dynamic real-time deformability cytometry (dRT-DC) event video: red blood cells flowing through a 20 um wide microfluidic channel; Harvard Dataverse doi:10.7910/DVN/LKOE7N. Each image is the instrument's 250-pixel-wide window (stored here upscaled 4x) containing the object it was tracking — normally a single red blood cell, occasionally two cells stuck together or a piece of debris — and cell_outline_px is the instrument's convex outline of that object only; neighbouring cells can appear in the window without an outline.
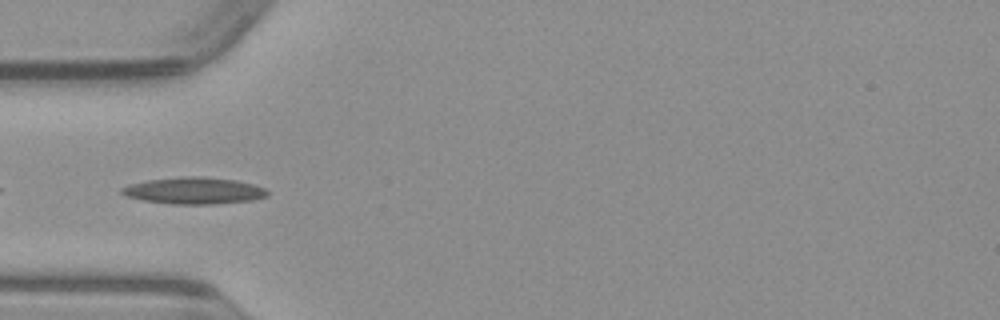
{"species": "common noctule bat (a hibernating species)", "species_latin": "Nyctalus noctula", "temperature_condition": "warm", "stored_images_in_passage": 37, "camera_frame_rate_fps": 3000, "um_per_image_px": 0.085, "animal": {"sex": "male", "body_mass_g": 23.1, "forearm_length_mm": 52.7}, "frame": {"image": 1, "passage_image": 2, "time_ms": 0.333, "image_size_px": [1000, 320], "cell_outline_px": [[268, 196], [252, 200], [212, 204], [172, 204], [144, 200], [128, 196], [120, 192], [120, 188], [132, 184], [148, 180], [180, 176], [204, 176], [236, 180], [252, 184], [264, 188], [268, 192]], "centroid_in_image_um": [16.51, 16.2], "position_along_channel_um": 68.5, "area_um2": 22.54}}
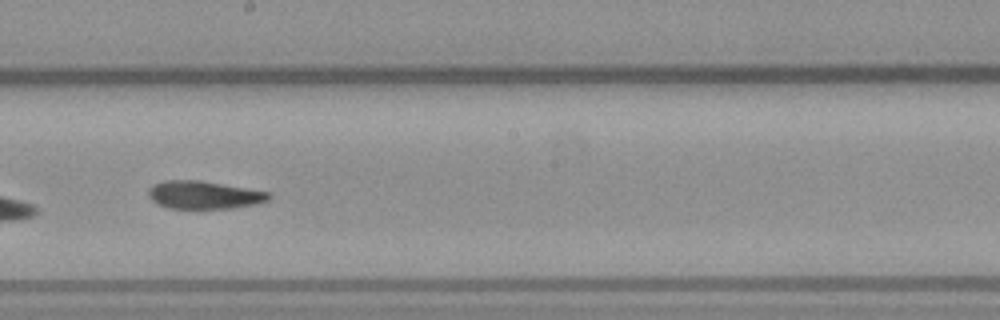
{"frame": {"image": 2, "passage_image": 14, "time_ms": 4.333, "image_size_px": [1000, 320], "cell_outline_px": [[272, 196], [268, 200], [256, 204], [232, 208], [168, 208], [156, 204], [148, 196], [148, 192], [152, 184], [164, 180], [200, 180], [248, 188], [268, 192]], "centroid_in_image_um": [17.31, 16.56], "position_along_channel_um": 230.9, "area_um2": 19.65}}
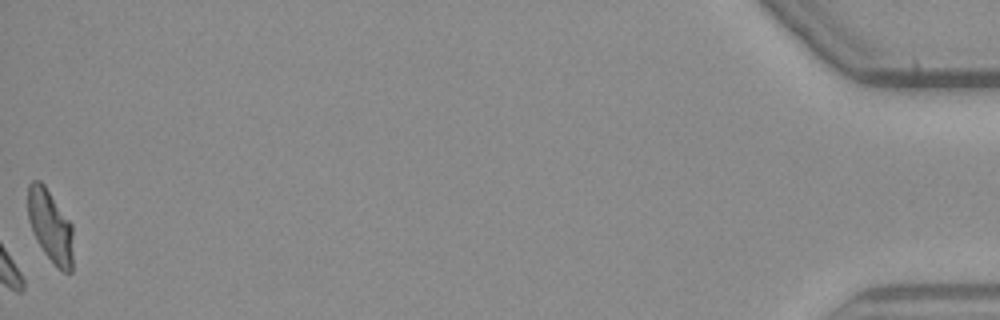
{"frame": {"image": 3, "passage_image": 37, "time_ms": 12.0, "image_size_px": [1000, 320], "cell_outline_px": [[72, 272], [64, 272], [44, 252], [36, 240], [32, 232], [28, 220], [28, 184], [32, 180], [40, 180], [44, 184], [72, 224]], "centroid_in_image_um": [4.26, 19.17], "position_along_channel_um": 430.9, "area_um2": 18.96}}